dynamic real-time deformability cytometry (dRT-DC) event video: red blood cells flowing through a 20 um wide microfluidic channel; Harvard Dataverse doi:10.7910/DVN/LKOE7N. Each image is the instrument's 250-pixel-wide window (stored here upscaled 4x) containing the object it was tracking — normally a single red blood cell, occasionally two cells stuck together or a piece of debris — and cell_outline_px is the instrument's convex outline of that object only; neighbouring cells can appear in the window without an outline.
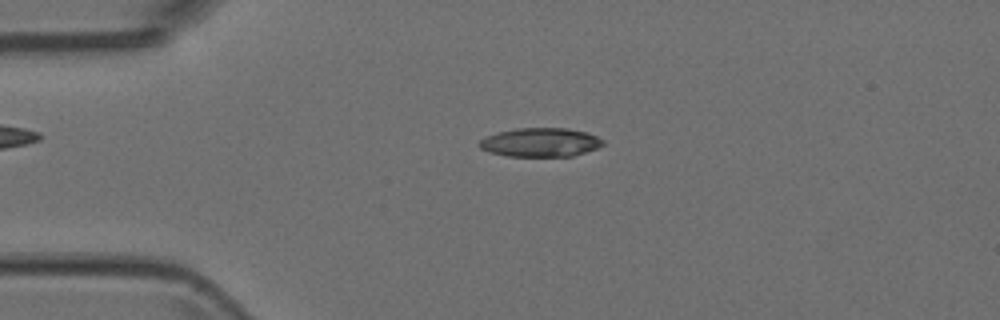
{"species": "Egyptian fruit bat (a non-hibernating species)", "species_latin": "Rousettus aegyptiacus", "temperature_condition": "room temperature", "stored_images_in_passage": 50, "camera_frame_rate_fps": 3000, "um_per_image_px": 0.085, "animal": {"sex": "female"}, "frame": {"image": 1, "passage_image": 11, "time_ms": 3.333, "image_size_px": [1000, 320], "cell_outline_px": [[604, 144], [596, 148], [572, 156], [508, 156], [488, 152], [480, 148], [476, 144], [484, 136], [496, 132], [516, 128], [568, 128], [588, 132], [604, 140]], "centroid_in_image_um": [45.89, 12.09], "position_along_channel_um": 39.1, "area_um2": 20.98}}
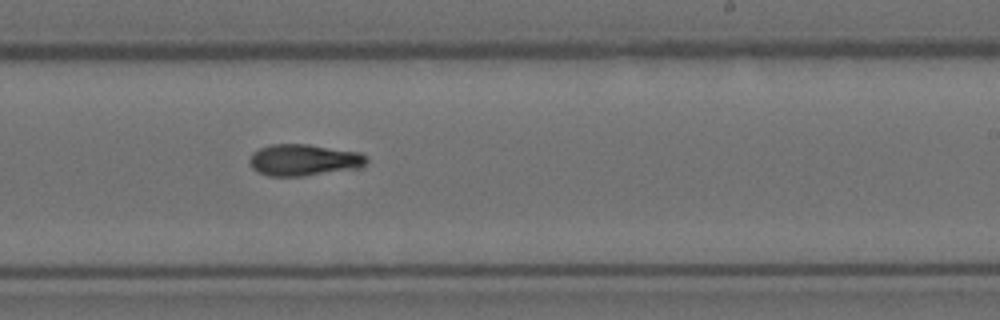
{"frame": {"image": 2, "passage_image": 30, "time_ms": 9.667, "image_size_px": [1000, 320], "cell_outline_px": [[368, 164], [364, 168], [304, 176], [268, 176], [256, 172], [252, 168], [248, 160], [252, 152], [260, 148], [272, 144], [308, 144], [360, 152], [368, 156]], "centroid_in_image_um": [25.87, 13.61], "position_along_channel_um": 263.1, "area_um2": 22.08}}
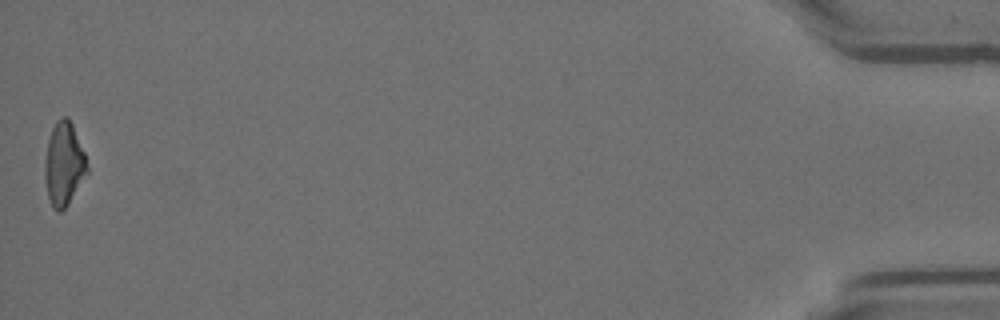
{"frame": {"image": 3, "passage_image": 50, "time_ms": 16.333, "image_size_px": [1000, 320], "cell_outline_px": [[88, 172], [68, 204], [60, 212], [56, 212], [52, 208], [48, 196], [44, 176], [44, 164], [48, 140], [52, 128], [56, 120], [60, 116], [68, 116], [72, 124], [84, 152], [88, 168]], "centroid_in_image_um": [5.42, 13.94], "position_along_channel_um": 429.8, "area_um2": 20.58}}